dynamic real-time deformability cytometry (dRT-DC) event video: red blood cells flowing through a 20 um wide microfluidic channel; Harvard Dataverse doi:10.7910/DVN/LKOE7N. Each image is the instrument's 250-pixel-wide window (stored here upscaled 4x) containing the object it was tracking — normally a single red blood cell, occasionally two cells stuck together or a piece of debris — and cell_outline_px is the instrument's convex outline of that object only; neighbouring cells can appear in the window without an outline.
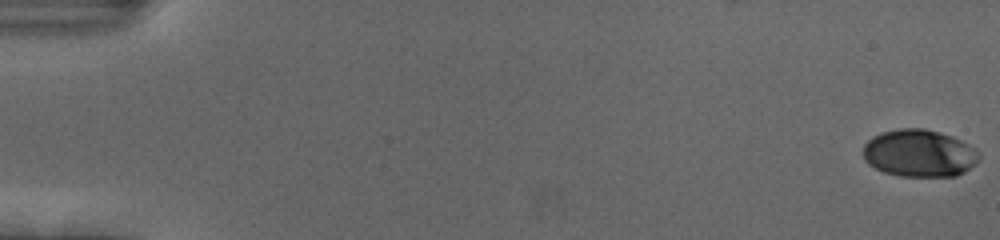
{"species": "human", "species_latin": "Homo sapiens", "temperature_condition": "cold", "stored_images_in_passage": 56, "camera_frame_rate_fps": 3000, "um_per_image_px": 0.085, "donor": {"sex": "female"}, "frame": {"image": 1, "passage_image": 1, "time_ms": 0.0, "image_size_px": [1000, 240], "cell_outline_px": [[980, 156], [964, 172], [956, 176], [900, 176], [884, 172], [868, 164], [864, 160], [864, 144], [872, 136], [880, 132], [900, 128], [924, 128], [940, 132], [952, 136], [976, 148], [980, 152]], "centroid_in_image_um": [78.12, 13.01], "position_along_channel_um": 6.9, "area_um2": 32.02}}
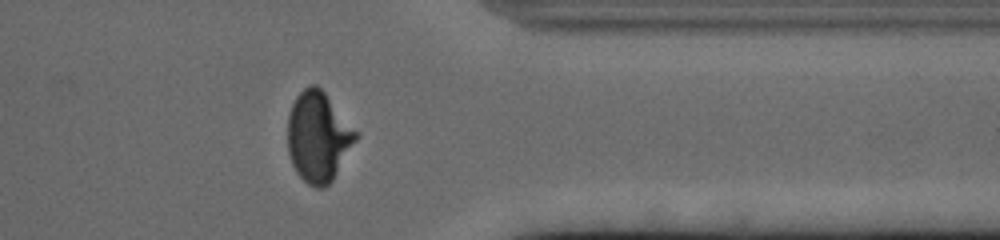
{"frame": {"image": 2, "passage_image": 46, "time_ms": 15.0, "image_size_px": [1000, 240], "cell_outline_px": [[360, 136], [332, 180], [324, 188], [316, 188], [308, 184], [296, 172], [292, 164], [288, 152], [288, 112], [296, 96], [304, 88], [312, 84], [316, 84], [324, 92]], "centroid_in_image_um": [27.04, 11.64], "position_along_channel_um": 384.4, "area_um2": 35.6}}
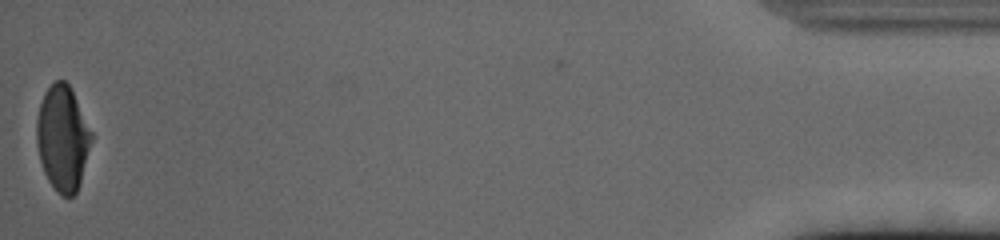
{"frame": {"image": 3, "passage_image": 56, "time_ms": 18.333, "image_size_px": [1000, 240], "cell_outline_px": [[92, 140], [80, 184], [76, 192], [72, 196], [60, 196], [48, 180], [44, 172], [40, 160], [36, 140], [36, 120], [40, 104], [44, 92], [56, 80], [64, 80], [72, 88], [92, 132]], "centroid_in_image_um": [5.32, 11.74], "position_along_channel_um": 429.9, "area_um2": 33.7}, "authors_computed_cell_mechanics": {"area_um2": 35.2869, "velocity_mm_per_s": 3.7084, "shape_relaxation_time_tau1_ms": 3.8652, "shape_relaxation_time_tau2_ms": 0.8109, "deformation_change_tau1": 0.1576, "deformation_change_tau2": 0.0501}}